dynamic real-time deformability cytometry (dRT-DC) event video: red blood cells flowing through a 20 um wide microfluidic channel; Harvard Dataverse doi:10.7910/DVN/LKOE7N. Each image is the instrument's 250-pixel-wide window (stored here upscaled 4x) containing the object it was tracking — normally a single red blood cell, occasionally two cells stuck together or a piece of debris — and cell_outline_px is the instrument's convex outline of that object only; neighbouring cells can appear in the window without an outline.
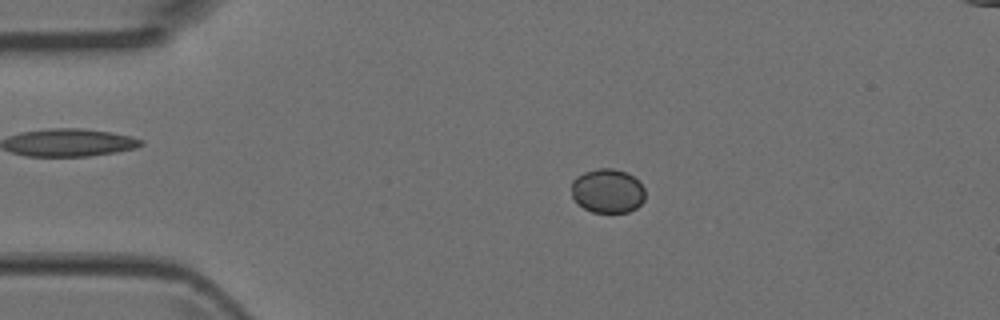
{"species": "Egyptian fruit bat (a non-hibernating species)", "species_latin": "Rousettus aegyptiacus", "temperature_condition": "room temperature", "stored_images_in_passage": 21, "camera_frame_rate_fps": 3000, "um_per_image_px": 0.085, "animal": {"sex": "female"}, "frame": {"image": 1, "passage_image": 11, "time_ms": 3.333, "image_size_px": [1000, 320], "cell_outline_px": [[644, 200], [636, 208], [628, 212], [592, 212], [584, 208], [572, 196], [572, 180], [576, 176], [584, 172], [596, 168], [612, 168], [624, 172], [632, 176], [644, 188]], "centroid_in_image_um": [51.63, 16.22], "position_along_channel_um": 33.4, "area_um2": 18.79}}